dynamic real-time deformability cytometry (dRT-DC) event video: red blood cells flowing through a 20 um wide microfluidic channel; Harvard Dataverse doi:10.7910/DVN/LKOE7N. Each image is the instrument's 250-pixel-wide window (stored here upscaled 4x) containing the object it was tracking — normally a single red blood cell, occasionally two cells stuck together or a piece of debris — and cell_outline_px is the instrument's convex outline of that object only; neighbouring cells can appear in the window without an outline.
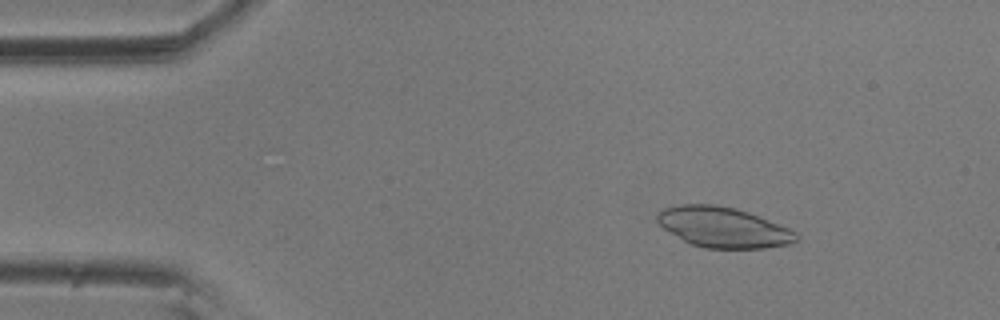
{"species": "common noctule bat (a hibernating species)", "species_latin": "Nyctalus noctula", "temperature_condition": "room temperature", "stored_images_in_passage": 7, "camera_frame_rate_fps": 3000, "um_per_image_px": 0.085, "animal": {"sex": "male", "body_mass_g": 20.5, "forearm_length_mm": 52.5}, "frame": {"image": 1, "passage_image": 3, "time_ms": 0.667, "image_size_px": [1000, 320], "cell_outline_px": [[800, 240], [792, 244], [764, 248], [704, 248], [692, 244], [684, 240], [664, 228], [656, 220], [656, 216], [664, 208], [680, 204], [716, 204], [736, 208], [748, 212], [788, 228], [796, 232], [800, 236]], "centroid_in_image_um": [61.52, 19.32], "position_along_channel_um": 23.5, "area_um2": 32.6}}